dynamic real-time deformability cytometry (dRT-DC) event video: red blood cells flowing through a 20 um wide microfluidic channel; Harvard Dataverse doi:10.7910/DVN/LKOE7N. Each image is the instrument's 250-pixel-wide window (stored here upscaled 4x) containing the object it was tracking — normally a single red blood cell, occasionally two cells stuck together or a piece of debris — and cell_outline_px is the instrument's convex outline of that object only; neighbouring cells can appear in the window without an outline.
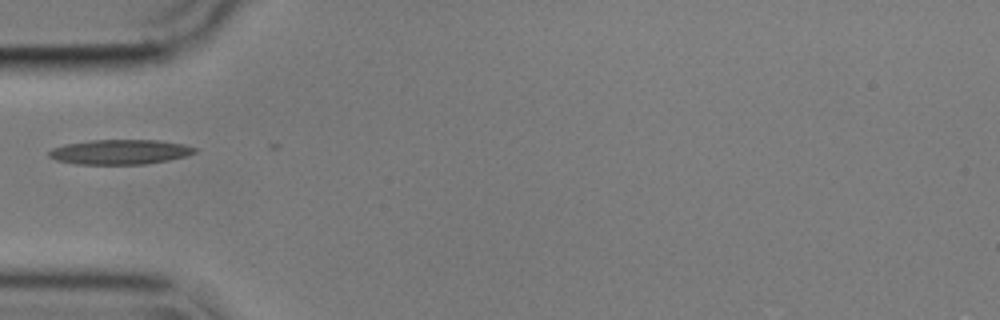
{"species": "common noctule bat (a hibernating species)", "species_latin": "Nyctalus noctula", "temperature_condition": "cold", "stored_images_in_passage": 2, "camera_frame_rate_fps": 3000, "um_per_image_px": 0.085, "animal": {"sex": "male", "body_mass_g": 17.9}, "frame": {"image": 1, "passage_image": 1, "time_ms": 0.0, "image_size_px": [1000, 320], "cell_outline_px": [[196, 152], [184, 156], [168, 160], [144, 164], [76, 164], [56, 160], [48, 156], [48, 152], [52, 148], [64, 144], [92, 140], [160, 140], [184, 144], [196, 148]], "centroid_in_image_um": [10.17, 12.91], "position_along_channel_um": 74.8, "area_um2": 21.04}}